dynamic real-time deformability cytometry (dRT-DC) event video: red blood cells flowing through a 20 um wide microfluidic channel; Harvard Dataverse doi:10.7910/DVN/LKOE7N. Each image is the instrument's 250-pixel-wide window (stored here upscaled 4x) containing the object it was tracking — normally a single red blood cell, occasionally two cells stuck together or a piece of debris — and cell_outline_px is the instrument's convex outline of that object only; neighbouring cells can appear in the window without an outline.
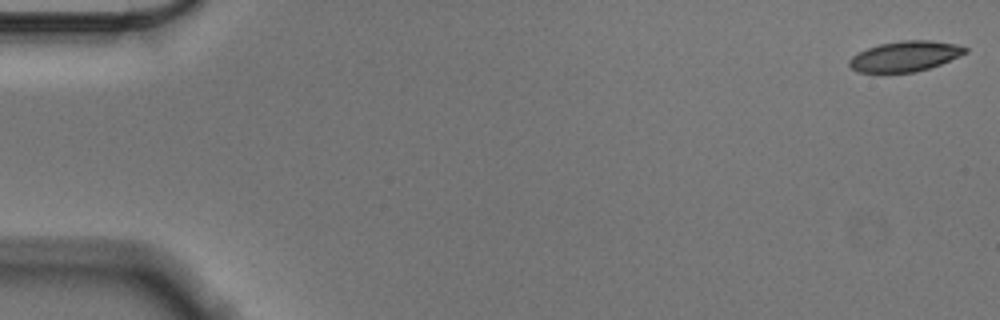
{"species": "Egyptian fruit bat (a non-hibernating species)", "species_latin": "Rousettus aegyptiacus", "temperature_condition": "cold", "stored_images_in_passage": 56, "camera_frame_rate_fps": 3000, "um_per_image_px": 0.085, "animal": {"sex": "male"}, "frame": {"image": 1, "passage_image": 1, "time_ms": 0.0, "image_size_px": [1000, 320], "cell_outline_px": [[968, 52], [960, 56], [940, 64], [916, 72], [860, 72], [852, 68], [848, 64], [848, 60], [856, 52], [880, 44], [900, 40], [932, 40], [956, 44], [968, 48]], "centroid_in_image_um": [76.93, 4.77], "position_along_channel_um": 8.1, "area_um2": 20.52}}
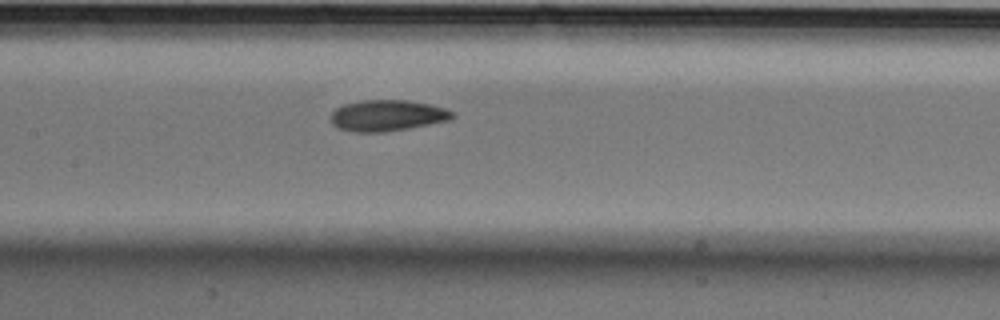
{"frame": {"image": 2, "passage_image": 27, "time_ms": 8.667, "image_size_px": [1000, 320], "cell_outline_px": [[456, 116], [448, 120], [408, 128], [384, 132], [356, 132], [340, 128], [332, 124], [332, 112], [336, 108], [344, 104], [360, 100], [408, 100], [428, 104], [444, 108], [456, 112]], "centroid_in_image_um": [32.93, 9.81], "position_along_channel_um": 174.5, "area_um2": 21.91}}
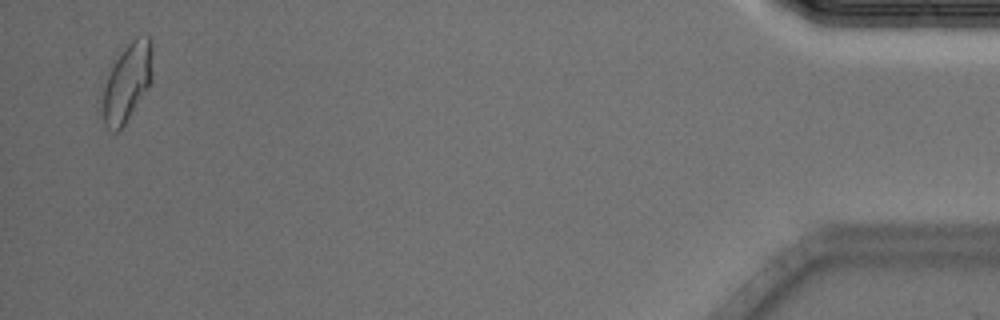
{"frame": {"image": 3, "passage_image": 55, "time_ms": 18.0, "image_size_px": [1000, 320], "cell_outline_px": [[152, 76], [148, 88], [124, 124], [116, 132], [112, 132], [104, 124], [96, 112], [96, 100], [112, 60], [136, 36], [148, 36], [152, 40]], "centroid_in_image_um": [10.66, 7.05], "position_along_channel_um": 424.5, "area_um2": 24.39}, "authors_computed_cell_mechanics": {"area_um2": 21.6461, "velocity_mm_per_s": 3.5509, "shape_relaxation_time_tau1_ms": 5.0371, "shape_relaxation_time_tau2_ms": 2.14, "deformation_change_tau1": 0.1388, "deformation_change_tau2": 0.0727}}